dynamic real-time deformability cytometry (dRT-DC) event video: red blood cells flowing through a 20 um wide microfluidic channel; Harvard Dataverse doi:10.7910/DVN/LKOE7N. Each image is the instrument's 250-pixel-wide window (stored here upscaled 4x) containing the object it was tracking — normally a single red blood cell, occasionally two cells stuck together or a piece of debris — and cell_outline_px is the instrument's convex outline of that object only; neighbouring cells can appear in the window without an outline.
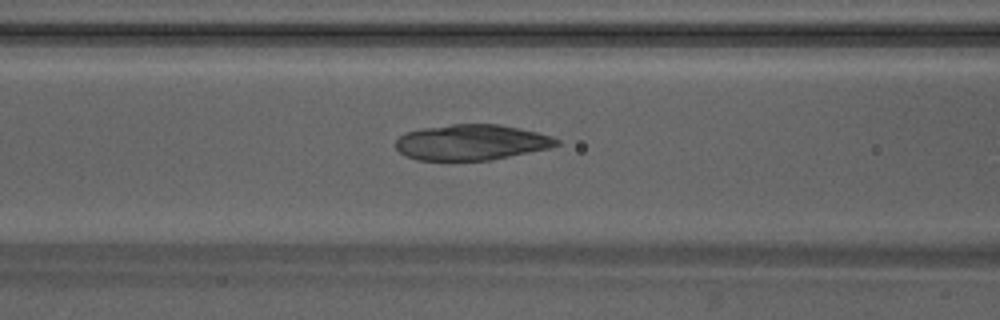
{"species": "Egyptian fruit bat (a non-hibernating species)", "species_latin": "Rousettus aegyptiacus", "temperature_condition": "warm", "stored_images_in_passage": 20, "camera_frame_rate_fps": 3000, "um_per_image_px": 0.085, "animal": {"sex": "male"}, "frame": {"image": 1, "passage_image": 10, "time_ms": 3.0, "image_size_px": [1000, 320], "cell_outline_px": [[560, 144], [548, 148], [492, 160], [416, 160], [404, 156], [396, 148], [396, 140], [404, 132], [424, 128], [452, 124], [500, 124], [520, 128], [552, 136], [560, 140]], "centroid_in_image_um": [40.06, 12.1], "position_along_channel_um": 126.5, "area_um2": 33.47}}
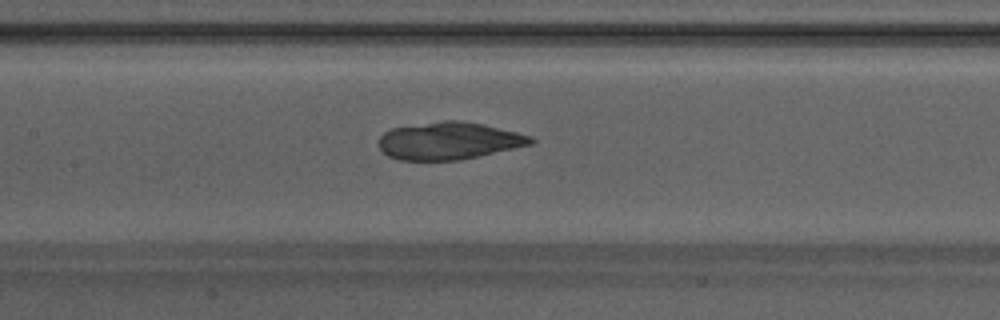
{"frame": {"image": 2, "passage_image": 13, "time_ms": 4.0, "image_size_px": [1000, 320], "cell_outline_px": [[536, 140], [532, 144], [460, 160], [400, 160], [388, 156], [380, 148], [380, 136], [384, 132], [392, 128], [440, 120], [460, 120], [484, 124], [532, 136]], "centroid_in_image_um": [38.17, 11.96], "position_along_channel_um": 169.2, "area_um2": 33.06}}
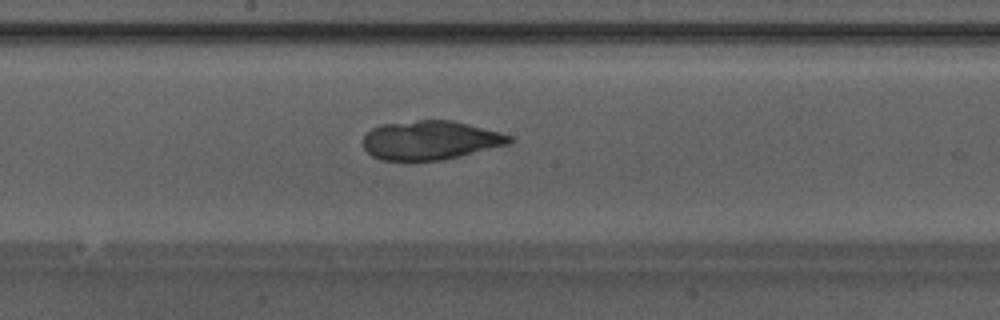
{"frame": {"image": 3, "passage_image": 16, "time_ms": 5.0, "image_size_px": [1000, 320], "cell_outline_px": [[516, 140], [508, 144], [440, 160], [408, 164], [380, 160], [372, 156], [364, 148], [364, 136], [372, 128], [380, 124], [416, 120], [452, 120], [500, 132], [512, 136]], "centroid_in_image_um": [36.52, 11.95], "position_along_channel_um": 211.7, "area_um2": 33.87}}